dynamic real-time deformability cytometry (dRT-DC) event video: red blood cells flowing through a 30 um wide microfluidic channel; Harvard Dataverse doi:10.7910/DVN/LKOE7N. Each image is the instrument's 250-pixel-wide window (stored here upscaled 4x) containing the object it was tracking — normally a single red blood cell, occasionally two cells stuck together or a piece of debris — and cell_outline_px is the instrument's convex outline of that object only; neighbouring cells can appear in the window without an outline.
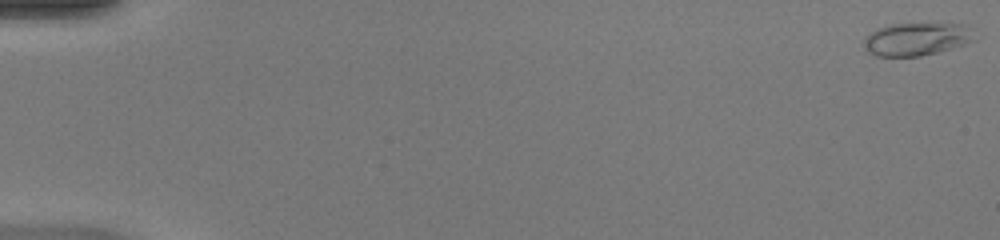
{"species": "common noctule bat (a hibernating species)", "species_latin": "Nyctalus noctula", "temperature_condition": "warm", "stored_images_in_passage": 50, "camera_frame_rate_fps": 3000, "um_per_image_px": 0.085, "animal": {"sex": "female", "body_mass_g": 20.0, "forearm_length_mm": 54.0}, "frame": {"image": 1, "passage_image": 1, "time_ms": 0.0, "image_size_px": [1000, 240], "cell_outline_px": [[976, 40], [964, 44], [936, 52], [920, 56], [876, 56], [868, 52], [864, 48], [864, 36], [880, 28], [892, 24], [964, 24], [972, 28]], "centroid_in_image_um": [77.92, 3.32], "position_along_channel_um": 7.1, "area_um2": 21.04}}
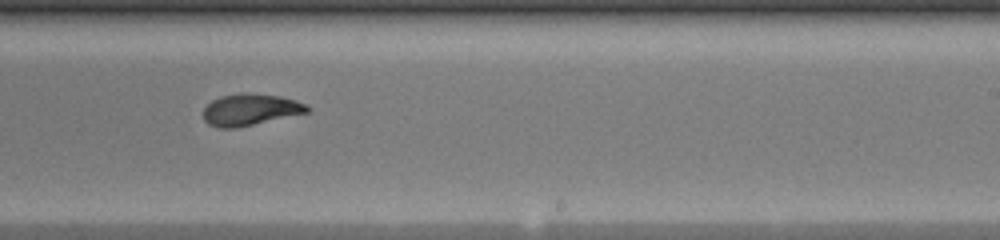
{"frame": {"image": 2, "passage_image": 32, "time_ms": 10.333, "image_size_px": [1000, 240], "cell_outline_px": [[312, 108], [308, 112], [236, 128], [216, 128], [208, 124], [204, 120], [204, 108], [212, 100], [220, 96], [244, 92], [280, 96], [296, 100]], "centroid_in_image_um": [21.25, 9.32], "position_along_channel_um": 267.7, "area_um2": 19.13}}
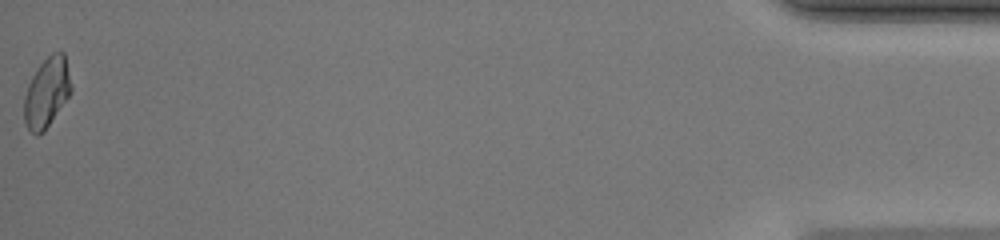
{"frame": {"image": 3, "passage_image": 50, "time_ms": 16.333, "image_size_px": [1000, 240], "cell_outline_px": [[72, 92], [44, 132], [36, 136], [28, 128], [24, 120], [24, 96], [28, 84], [36, 68], [52, 52], [60, 48], [64, 52], [72, 88]], "centroid_in_image_um": [3.98, 7.84], "position_along_channel_um": 431.2, "area_um2": 19.31}, "authors_computed_cell_mechanics": {"area_um2": 19.4208, "velocity_mm_per_s": 4.2509, "shape_relaxation_time_tau1_ms": 3.9973, "shape_relaxation_time_tau2_ms": 1.626, "deformation_change_tau1": 0.195, "deformation_change_tau2": 0.0672}}